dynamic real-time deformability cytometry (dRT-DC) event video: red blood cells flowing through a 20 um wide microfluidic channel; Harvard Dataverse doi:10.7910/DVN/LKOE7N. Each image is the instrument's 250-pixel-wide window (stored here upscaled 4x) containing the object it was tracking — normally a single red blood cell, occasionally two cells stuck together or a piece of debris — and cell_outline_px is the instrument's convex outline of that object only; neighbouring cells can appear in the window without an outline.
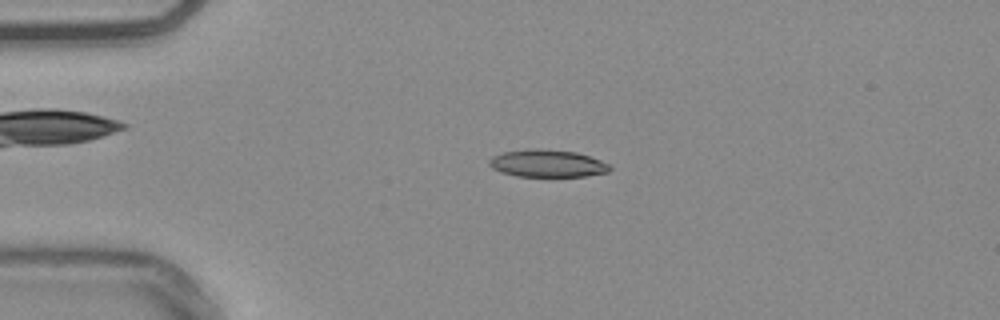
{"species": "common noctule bat (a hibernating species)", "species_latin": "Nyctalus noctula", "temperature_condition": "warm", "stored_images_in_passage": 53, "camera_frame_rate_fps": 3000, "um_per_image_px": 0.085, "animal": {"sex": "male", "body_mass_g": 20.4}, "frame": {"image": 1, "passage_image": 12, "time_ms": 3.667, "image_size_px": [1000, 320], "cell_outline_px": [[612, 168], [608, 172], [584, 176], [516, 176], [500, 172], [492, 168], [488, 164], [488, 160], [492, 156], [504, 152], [528, 148], [540, 148], [576, 152], [600, 160], [608, 164]], "centroid_in_image_um": [46.48, 13.88], "position_along_channel_um": 38.5, "area_um2": 19.31}}
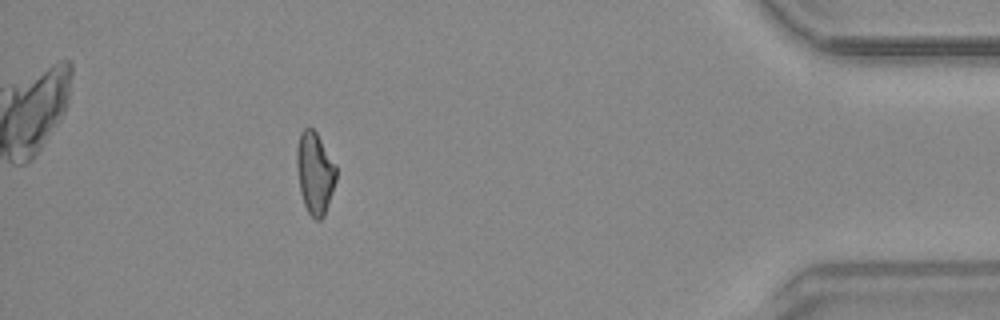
{"frame": {"image": 2, "passage_image": 48, "time_ms": 15.667, "image_size_px": [1000, 320], "cell_outline_px": [[336, 180], [324, 216], [320, 220], [316, 220], [308, 212], [304, 204], [300, 192], [296, 168], [296, 148], [300, 132], [304, 128], [312, 128], [316, 132], [336, 164]], "centroid_in_image_um": [26.75, 14.69], "position_along_channel_um": 408.5, "area_um2": 18.9}, "authors_computed_cell_mechanics": {"area_um2": 19.1896, "velocity_mm_per_s": 3.7851, "shape_relaxation_time_tau1_ms": 8.6028, "shape_relaxation_time_tau2_ms": 3.8379, "deformation_change_tau1": 0.1654, "deformation_change_tau2": 0.1192}}